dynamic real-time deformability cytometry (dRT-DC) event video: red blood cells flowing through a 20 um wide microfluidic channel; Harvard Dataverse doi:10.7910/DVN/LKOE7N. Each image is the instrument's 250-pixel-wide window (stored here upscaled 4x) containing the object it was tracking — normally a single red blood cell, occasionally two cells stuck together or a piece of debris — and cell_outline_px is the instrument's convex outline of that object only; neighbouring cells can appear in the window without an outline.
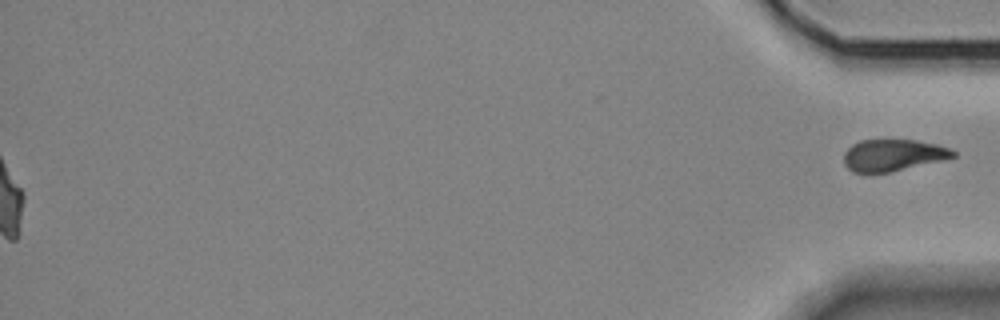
{"species": "Egyptian fruit bat (a non-hibernating species)", "species_latin": "Rousettus aegyptiacus", "temperature_condition": "room temperature", "stored_images_in_passage": 56, "segment_of_instrument_passage": [2, 2], "camera_frame_rate_fps": 3000, "um_per_image_px": 0.085, "animal": {"sex": "female"}, "frame": {"image": 1, "passage_image": 56, "time_ms": 18.333, "image_size_px": [1000, 320], "cell_outline_px": [[956, 156], [940, 160], [888, 172], [852, 172], [844, 164], [844, 152], [852, 144], [860, 140], [916, 140], [936, 144], [952, 148], [956, 152]], "centroid_in_image_um": [75.89, 13.17], "position_along_channel_um": 359.3, "area_um2": 19.94}}